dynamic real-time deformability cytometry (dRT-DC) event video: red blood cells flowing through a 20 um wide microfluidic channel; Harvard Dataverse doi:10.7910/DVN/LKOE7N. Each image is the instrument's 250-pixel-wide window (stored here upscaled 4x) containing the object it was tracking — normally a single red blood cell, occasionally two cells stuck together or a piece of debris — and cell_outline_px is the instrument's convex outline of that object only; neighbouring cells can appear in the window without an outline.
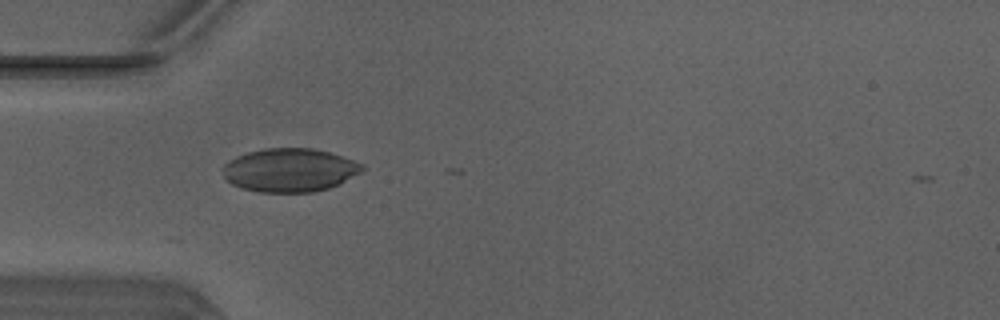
{"species": "Egyptian fruit bat (a non-hibernating species)", "species_latin": "Rousettus aegyptiacus", "temperature_condition": "warm", "stored_images_in_passage": 6, "camera_frame_rate_fps": 3000, "um_per_image_px": 0.085, "animal": {"sex": "male"}, "frame": {"image": 1, "passage_image": 1, "time_ms": 0.0, "image_size_px": [1000, 320], "cell_outline_px": [[364, 168], [360, 172], [340, 184], [328, 188], [312, 192], [260, 192], [240, 188], [232, 184], [224, 176], [224, 164], [228, 160], [236, 156], [248, 152], [264, 148], [312, 148], [328, 152], [364, 164]], "centroid_in_image_um": [24.61, 14.46], "position_along_channel_um": 60.4, "area_um2": 35.2}}
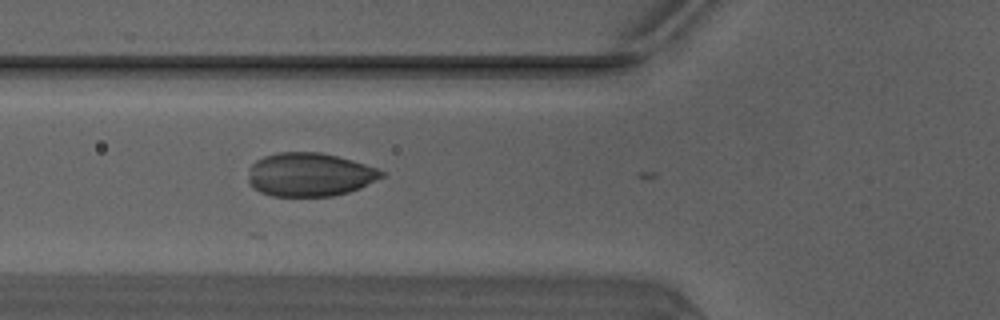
{"frame": {"image": 2, "passage_image": 4, "time_ms": 1.0, "image_size_px": [1000, 320], "cell_outline_px": [[384, 176], [360, 188], [348, 192], [332, 196], [272, 196], [260, 192], [248, 180], [248, 168], [256, 160], [264, 156], [276, 152], [320, 152], [352, 160], [376, 168], [384, 172]], "centroid_in_image_um": [26.3, 14.83], "position_along_channel_um": 99.5, "area_um2": 33.76}}